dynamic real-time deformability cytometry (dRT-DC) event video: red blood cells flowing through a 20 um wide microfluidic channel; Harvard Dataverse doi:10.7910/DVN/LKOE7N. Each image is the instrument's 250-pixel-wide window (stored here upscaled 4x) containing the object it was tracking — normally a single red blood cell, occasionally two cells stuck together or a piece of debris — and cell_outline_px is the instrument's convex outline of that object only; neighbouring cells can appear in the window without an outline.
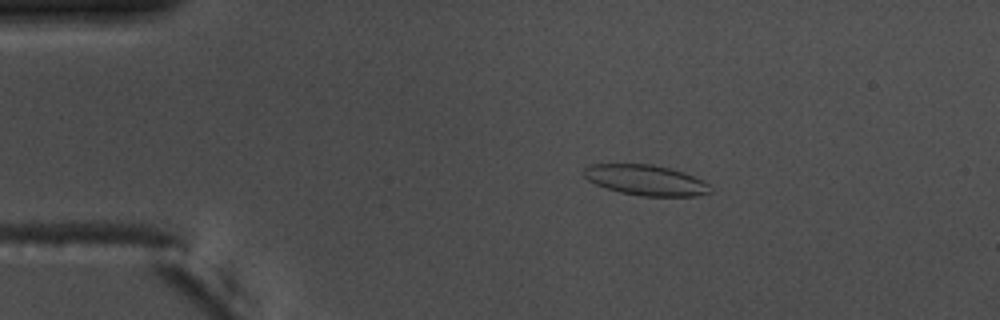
{"species": "common noctule bat (a hibernating species)", "species_latin": "Nyctalus noctula", "temperature_condition": "warm", "stored_images_in_passage": 56, "camera_frame_rate_fps": 3000, "um_per_image_px": 0.085, "animal": {"sex": "male", "body_mass_g": 17.5, "forearm_length_mm": 52.3}, "frame": {"image": 1, "passage_image": 11, "time_ms": 3.333, "image_size_px": [1000, 320], "cell_outline_px": [[712, 192], [696, 196], [640, 196], [620, 192], [596, 184], [588, 180], [584, 176], [584, 168], [588, 164], [652, 164], [668, 168], [692, 176], [708, 184]], "centroid_in_image_um": [54.85, 15.31], "position_along_channel_um": 30.1, "area_um2": 22.14}}
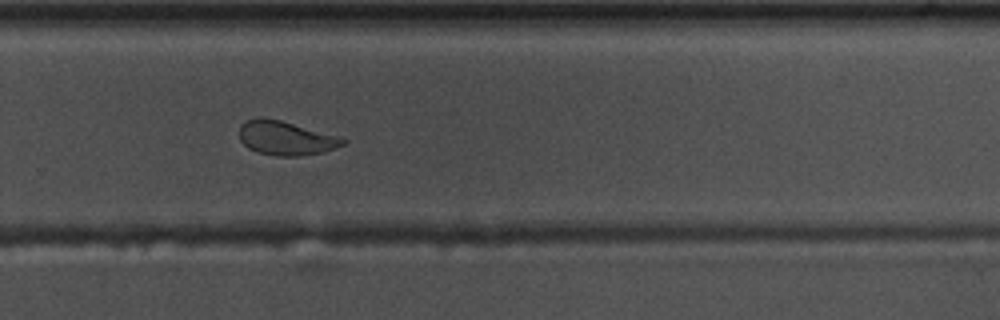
{"frame": {"image": 2, "passage_image": 38, "time_ms": 12.333, "image_size_px": [1000, 320], "cell_outline_px": [[348, 140], [344, 144], [336, 148], [324, 152], [300, 156], [276, 156], [260, 152], [248, 148], [240, 140], [240, 124], [248, 120], [280, 120], [340, 136]], "centroid_in_image_um": [24.37, 11.77], "position_along_channel_um": 305.4, "area_um2": 20.17}}
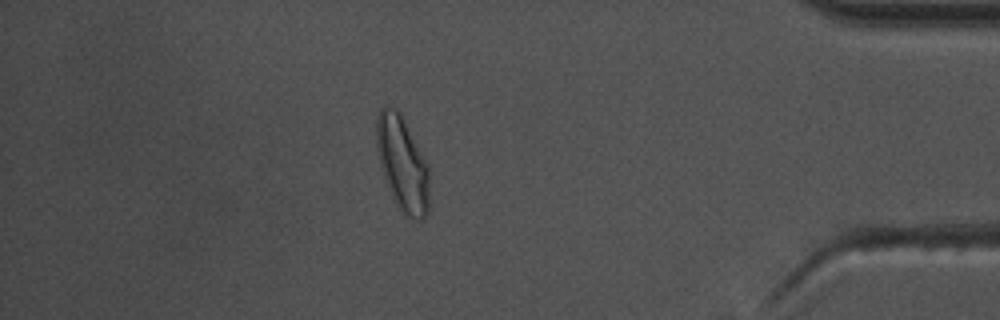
{"frame": {"image": 3, "passage_image": 49, "time_ms": 16.0, "image_size_px": [1000, 320], "cell_outline_px": [[428, 212], [420, 220], [408, 216], [400, 208], [392, 196], [380, 164], [376, 148], [376, 116], [380, 108], [384, 104], [388, 104], [396, 108], [400, 112], [428, 164]], "centroid_in_image_um": [34.18, 13.82], "position_along_channel_um": 401.0, "area_um2": 28.9}, "authors_computed_cell_mechanics": {"area_um2": 22.253, "velocity_mm_per_s": 3.6771, "shape_relaxation_time_tau1_ms": 7.8284, "shape_relaxation_time_tau2_ms": 1.1222, "deformation_change_tau1": 0.1702, "deformation_change_tau2": 0.0758}}